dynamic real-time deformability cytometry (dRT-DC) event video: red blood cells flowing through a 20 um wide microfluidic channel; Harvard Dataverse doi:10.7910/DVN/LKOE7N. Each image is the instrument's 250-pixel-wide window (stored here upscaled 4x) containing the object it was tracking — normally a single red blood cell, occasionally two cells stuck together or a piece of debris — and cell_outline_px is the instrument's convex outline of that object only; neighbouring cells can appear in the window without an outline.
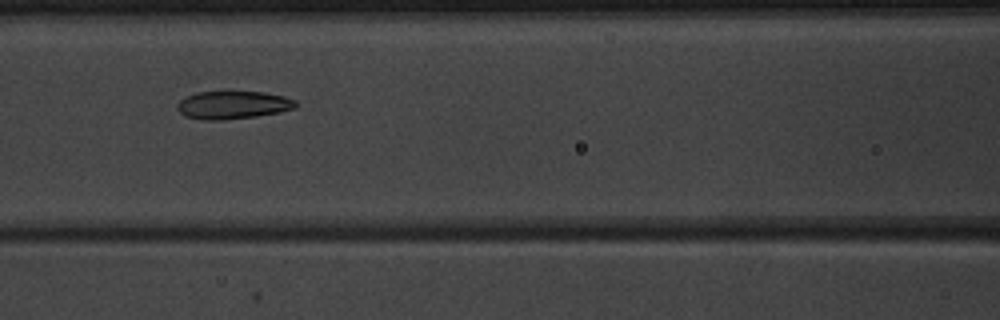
{"species": "common noctule bat (a hibernating species)", "species_latin": "Nyctalus noctula", "temperature_condition": "warm", "stored_images_in_passage": 46, "camera_frame_rate_fps": 3000, "um_per_image_px": 0.085, "animal": {"sex": "male", "body_mass_g": 20.1, "forearm_length_mm": 53.5}, "frame": {"image": 1, "passage_image": 18, "time_ms": 5.667, "image_size_px": [1000, 320], "cell_outline_px": [[296, 108], [280, 112], [256, 116], [220, 120], [204, 120], [184, 116], [176, 108], [176, 104], [184, 96], [196, 92], [228, 88], [264, 92], [284, 96], [296, 100]], "centroid_in_image_um": [19.76, 8.86], "position_along_channel_um": 146.8, "area_um2": 20.35}}
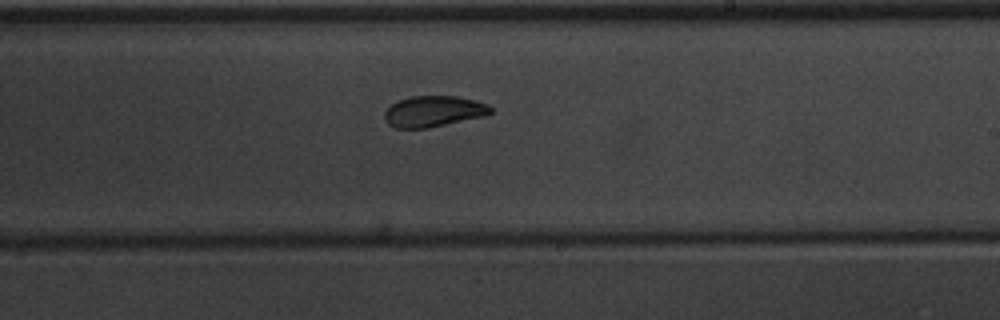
{"frame": {"image": 2, "passage_image": 26, "time_ms": 8.333, "image_size_px": [1000, 320], "cell_outline_px": [[492, 112], [484, 116], [428, 128], [396, 128], [388, 124], [384, 120], [384, 112], [392, 104], [408, 96], [456, 96], [476, 100], [488, 104], [492, 108]], "centroid_in_image_um": [36.85, 9.46], "position_along_channel_um": 252.2, "area_um2": 19.19}}
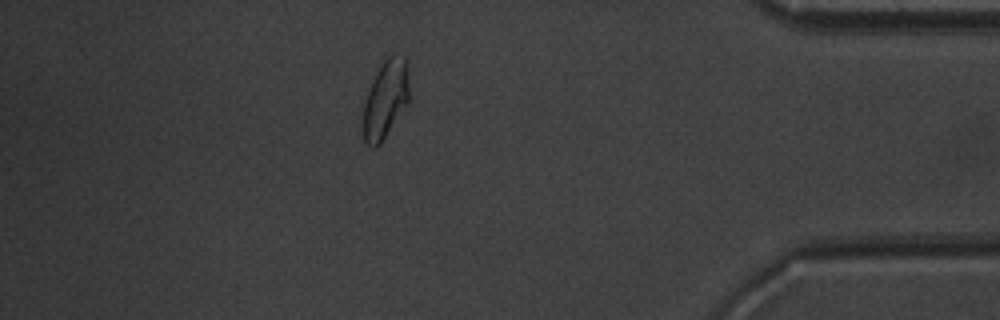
{"frame": {"image": 3, "passage_image": 40, "time_ms": 13.0, "image_size_px": [1000, 320], "cell_outline_px": [[412, 100], [380, 144], [376, 148], [372, 148], [364, 140], [360, 124], [364, 100], [368, 88], [380, 60], [388, 56], [404, 56], [408, 64], [412, 96]], "centroid_in_image_um": [32.78, 8.43], "position_along_channel_um": 402.4, "area_um2": 22.6}, "authors_computed_cell_mechanics": {"area_um2": 20.7213, "velocity_mm_per_s": 3.9587, "shape_relaxation_time_tau1_ms": 3.0711, "shape_relaxation_time_tau2_ms": 1.4257, "deformation_change_tau1": 0.1372, "deformation_change_tau2": 0.0683}}